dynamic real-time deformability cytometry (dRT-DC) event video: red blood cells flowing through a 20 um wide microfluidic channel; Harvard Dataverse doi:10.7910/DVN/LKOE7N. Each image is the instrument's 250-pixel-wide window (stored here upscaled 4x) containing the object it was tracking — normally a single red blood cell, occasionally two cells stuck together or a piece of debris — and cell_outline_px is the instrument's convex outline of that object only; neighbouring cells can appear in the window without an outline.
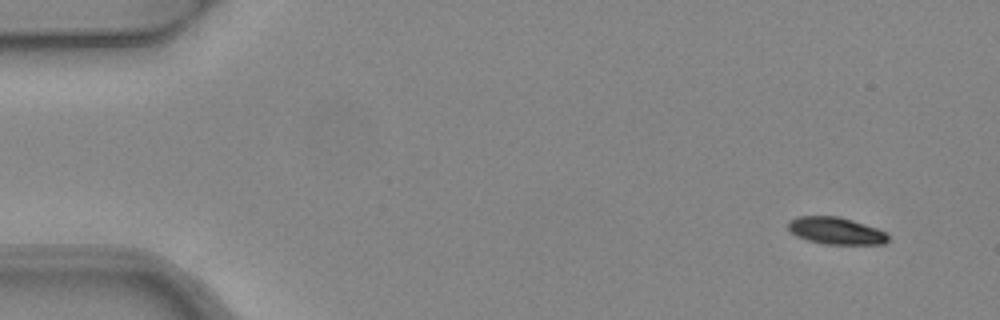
{"species": "common noctule bat (a hibernating species)", "species_latin": "Nyctalus noctula", "temperature_condition": "warm", "stored_images_in_passage": 6, "camera_frame_rate_fps": 3000, "um_per_image_px": 0.085, "animal": {"sex": "female", "body_mass_g": 24.6, "forearm_length_mm": 56.2}, "frame": {"image": 1, "passage_image": 1, "time_ms": 0.0, "image_size_px": [1000, 320], "cell_outline_px": [[888, 240], [884, 244], [824, 244], [808, 240], [796, 236], [788, 228], [788, 220], [796, 216], [840, 216], [888, 232]], "centroid_in_image_um": [71.04, 19.61], "position_along_channel_um": 14.0, "area_um2": 15.84}}
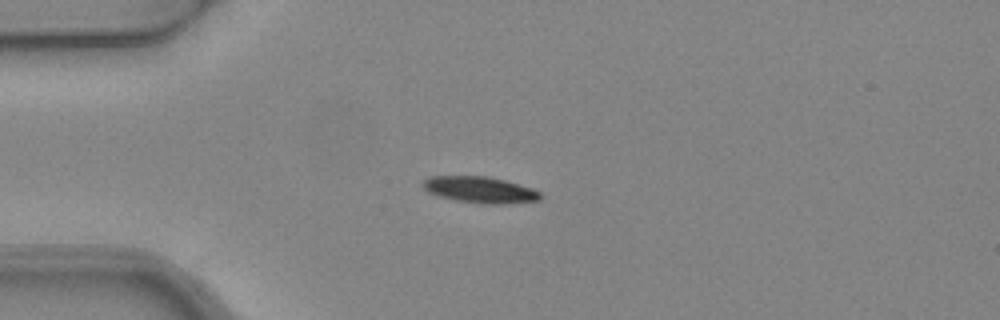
{"frame": {"image": 2, "passage_image": 4, "time_ms": 1.0, "image_size_px": [1000, 320], "cell_outline_px": [[540, 200], [504, 204], [484, 204], [456, 200], [440, 196], [428, 192], [424, 188], [424, 180], [432, 176], [488, 176], [504, 180], [532, 188], [540, 192]], "centroid_in_image_um": [40.82, 16.13], "position_along_channel_um": 44.2, "area_um2": 17.8}}
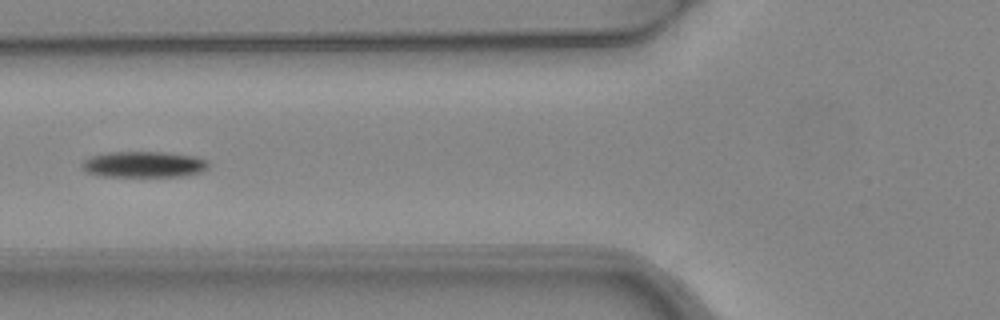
{"frame": {"image": 3, "passage_image": 6, "time_ms": 1.667, "image_size_px": [1000, 320], "cell_outline_px": [[208, 168], [200, 172], [184, 176], [100, 176], [88, 172], [80, 168], [80, 164], [84, 160], [92, 156], [108, 152], [160, 152], [196, 156], [208, 160]], "centroid_in_image_um": [12.21, 13.97], "position_along_channel_um": 113.6, "area_um2": 19.19}}